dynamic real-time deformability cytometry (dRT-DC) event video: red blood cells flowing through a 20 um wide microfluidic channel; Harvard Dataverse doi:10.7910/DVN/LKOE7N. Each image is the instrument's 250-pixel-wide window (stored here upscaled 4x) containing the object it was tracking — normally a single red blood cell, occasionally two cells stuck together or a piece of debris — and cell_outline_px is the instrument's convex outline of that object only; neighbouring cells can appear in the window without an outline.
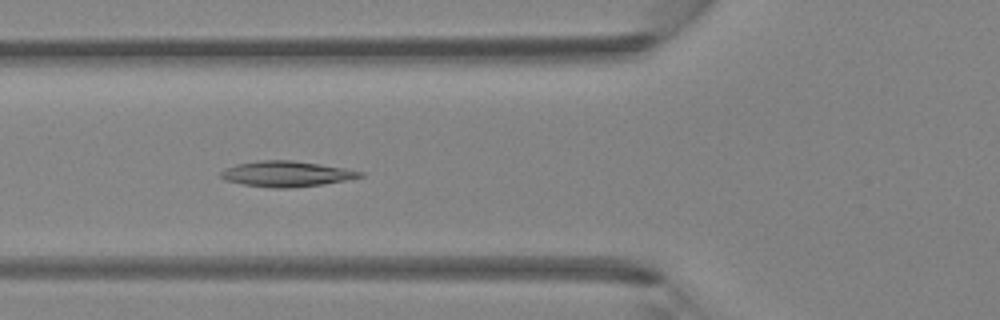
{"species": "Egyptian fruit bat (a non-hibernating species)", "species_latin": "Rousettus aegyptiacus", "temperature_condition": "room temperature", "stored_images_in_passage": 45, "camera_frame_rate_fps": 3000, "um_per_image_px": 0.085, "animal": {"sex": "female"}, "frame": {"image": 1, "passage_image": 16, "time_ms": 5.0, "image_size_px": [1000, 320], "cell_outline_px": [[364, 176], [324, 184], [288, 188], [272, 188], [244, 184], [224, 180], [220, 176], [220, 172], [224, 168], [236, 164], [256, 160], [292, 160], [320, 164], [344, 168], [364, 172]], "centroid_in_image_um": [24.31, 14.77], "position_along_channel_um": 101.5, "area_um2": 20.75}}
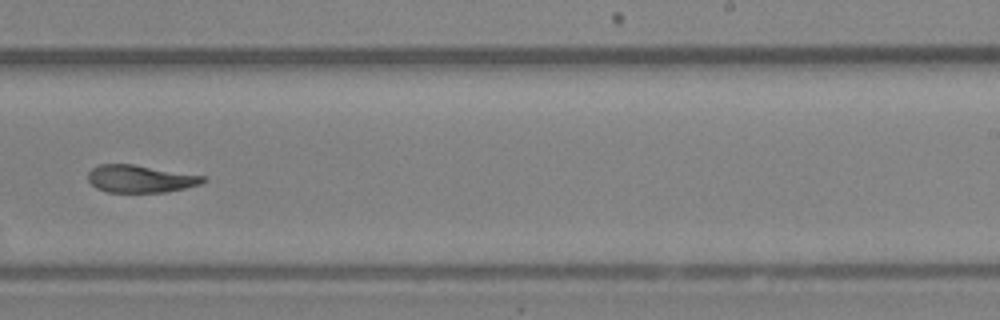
{"frame": {"image": 2, "passage_image": 28, "time_ms": 9.0, "image_size_px": [1000, 320], "cell_outline_px": [[208, 180], [200, 184], [168, 192], [108, 192], [96, 188], [88, 180], [88, 172], [92, 168], [100, 164], [132, 164], [204, 176]], "centroid_in_image_um": [11.92, 15.2], "position_along_channel_um": 277.1, "area_um2": 18.32}}
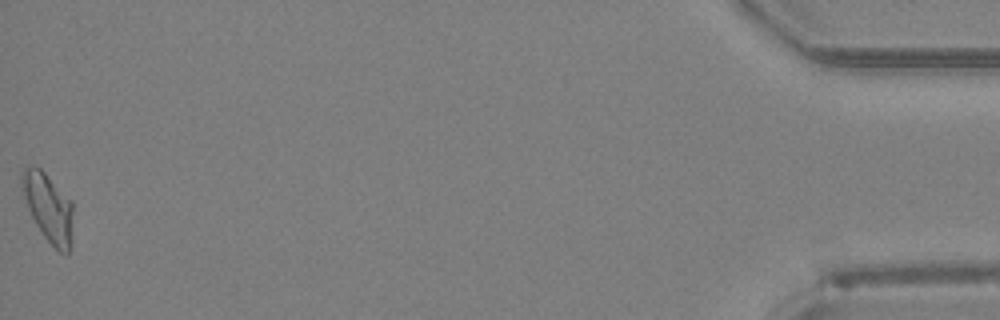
{"frame": {"image": 3, "passage_image": 45, "time_ms": 14.667, "image_size_px": [1000, 320], "cell_outline_px": [[72, 244], [68, 252], [64, 256], [44, 236], [36, 224], [28, 208], [20, 184], [20, 172], [24, 168], [32, 164], [40, 168], [72, 200]], "centroid_in_image_um": [4.11, 17.61], "position_along_channel_um": 431.1, "area_um2": 20.52}}